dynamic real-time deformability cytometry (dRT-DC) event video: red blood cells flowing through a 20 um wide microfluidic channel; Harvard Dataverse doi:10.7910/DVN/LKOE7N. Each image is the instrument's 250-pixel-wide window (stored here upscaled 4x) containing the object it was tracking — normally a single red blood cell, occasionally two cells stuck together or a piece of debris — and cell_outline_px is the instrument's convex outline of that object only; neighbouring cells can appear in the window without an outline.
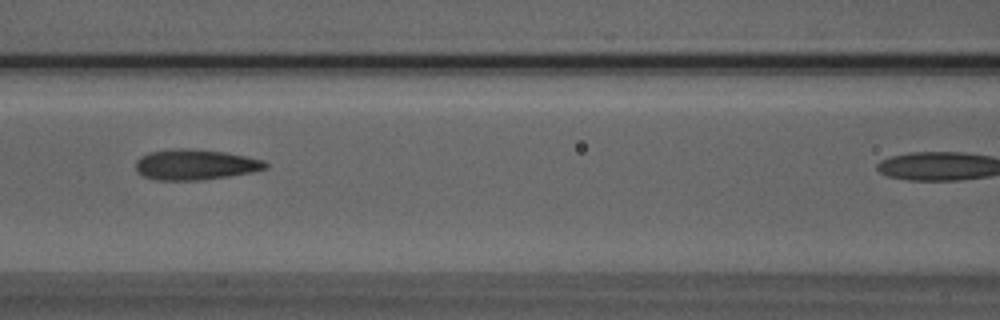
{"species": "Egyptian fruit bat (a non-hibernating species)", "species_latin": "Rousettus aegyptiacus", "temperature_condition": "room temperature", "stored_images_in_passage": 37, "camera_frame_rate_fps": 3000, "um_per_image_px": 0.085, "animal": {"sex": "male"}, "frame": {"image": 1, "passage_image": 9, "time_ms": 2.667, "image_size_px": [1000, 320], "cell_outline_px": [[268, 168], [252, 172], [228, 176], [200, 180], [156, 180], [144, 176], [136, 172], [136, 160], [140, 156], [148, 152], [172, 148], [188, 148], [224, 152], [264, 160], [268, 164]], "centroid_in_image_um": [16.56, 13.98], "position_along_channel_um": 150.0, "area_um2": 23.18}}
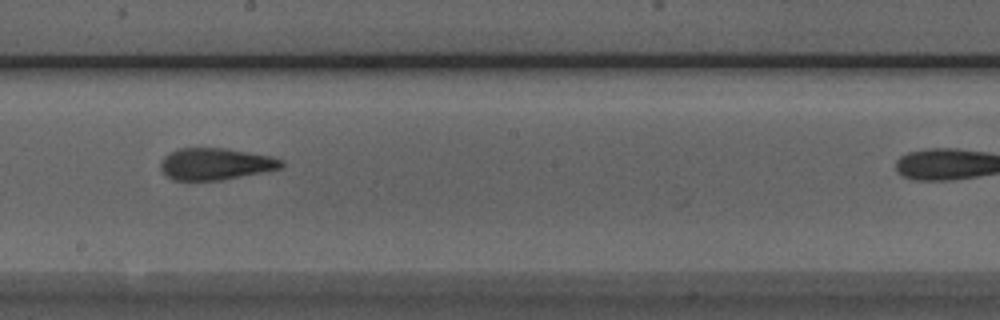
{"frame": {"image": 2, "passage_image": 15, "time_ms": 4.667, "image_size_px": [1000, 320], "cell_outline_px": [[284, 168], [220, 180], [172, 180], [160, 168], [160, 160], [168, 152], [176, 148], [224, 148], [272, 156], [284, 160]], "centroid_in_image_um": [18.32, 13.92], "position_along_channel_um": 229.9, "area_um2": 22.54}}
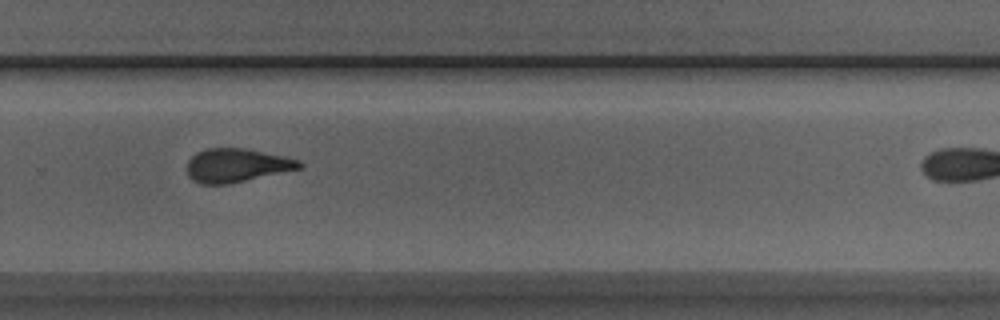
{"frame": {"image": 3, "passage_image": 21, "time_ms": 6.667, "image_size_px": [1000, 320], "cell_outline_px": [[304, 168], [228, 184], [200, 184], [192, 180], [188, 176], [184, 168], [188, 160], [196, 152], [208, 148], [244, 148], [284, 156], [300, 160], [304, 164]], "centroid_in_image_um": [20.1, 14.06], "position_along_channel_um": 309.7, "area_um2": 22.37}, "authors_computed_cell_mechanics": {"area_um2": 22.0796, "velocity_mm_per_s": 3.9968, "shape_relaxation_time_tau1_ms": 7.9505, "shape_relaxation_time_tau2_ms": 2.4433, "deformation_change_tau1": 0.2152, "deformation_change_tau2": 0.1123}}